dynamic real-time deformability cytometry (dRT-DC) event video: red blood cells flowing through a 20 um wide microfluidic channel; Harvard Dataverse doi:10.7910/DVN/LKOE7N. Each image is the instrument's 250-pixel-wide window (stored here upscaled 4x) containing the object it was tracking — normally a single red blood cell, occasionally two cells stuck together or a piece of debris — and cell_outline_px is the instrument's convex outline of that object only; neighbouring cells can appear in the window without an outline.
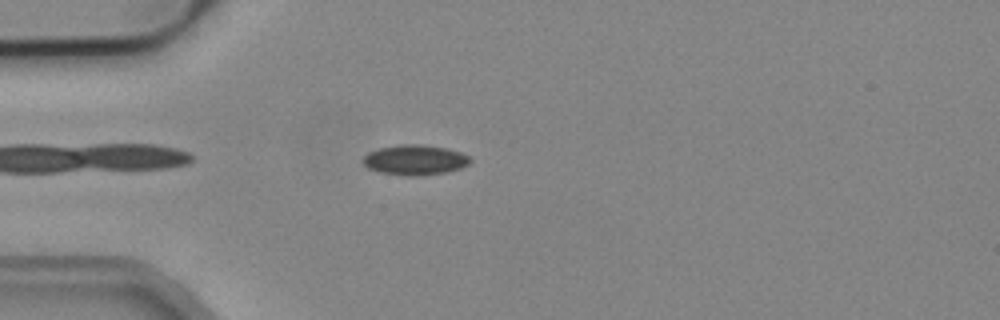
{"species": "common noctule bat (a hibernating species)", "species_latin": "Nyctalus noctula", "temperature_condition": "cold", "stored_images_in_passage": 1, "camera_frame_rate_fps": 3000, "um_per_image_px": 0.085, "animal": {"sex": "male", "body_mass_g": 19.2, "forearm_length_mm": 51.8}, "frame": {"image": 1, "passage_image": 1, "time_ms": 0.0, "image_size_px": [1000, 320], "cell_outline_px": [[472, 160], [468, 164], [460, 168], [448, 172], [416, 176], [408, 176], [380, 172], [368, 168], [364, 164], [364, 156], [368, 152], [380, 148], [400, 144], [416, 144], [444, 148], [460, 152], [468, 156]], "centroid_in_image_um": [35.27, 13.6], "position_along_channel_um": 49.7, "area_um2": 18.61}}